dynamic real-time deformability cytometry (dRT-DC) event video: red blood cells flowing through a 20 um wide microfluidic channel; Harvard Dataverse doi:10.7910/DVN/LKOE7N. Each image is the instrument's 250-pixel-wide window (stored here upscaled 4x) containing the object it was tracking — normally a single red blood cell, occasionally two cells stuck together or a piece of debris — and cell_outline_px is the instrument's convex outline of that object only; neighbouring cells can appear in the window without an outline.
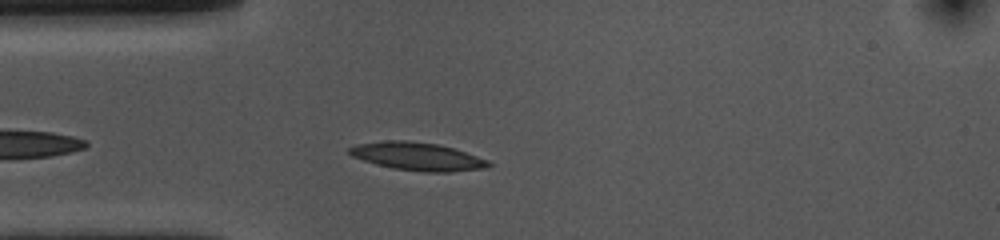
{"species": "common noctule bat (a hibernating species)", "species_latin": "Nyctalus noctula", "temperature_condition": "cold", "stored_images_in_passage": 36, "camera_frame_rate_fps": 3000, "um_per_image_px": 0.085, "animal": {"sex": "female", "body_mass_g": 10.0, "forearm_length_mm": 53.1}, "frame": {"image": 1, "passage_image": 4, "time_ms": 1.0, "image_size_px": [1000, 240], "cell_outline_px": [[492, 164], [484, 168], [452, 172], [424, 172], [392, 168], [376, 164], [352, 156], [348, 152], [348, 148], [356, 144], [388, 140], [408, 140], [440, 144], [456, 148], [488, 160]], "centroid_in_image_um": [35.49, 13.29], "position_along_channel_um": 49.5, "area_um2": 22.89}}
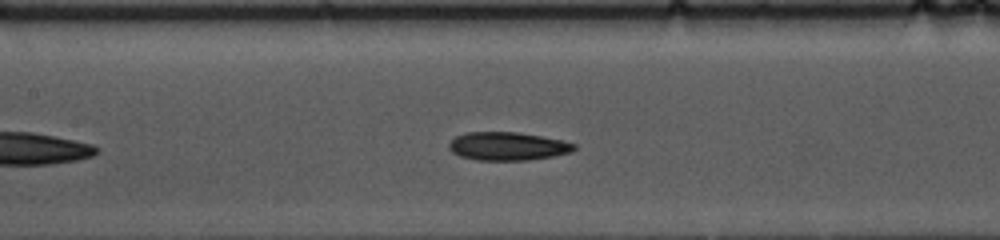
{"frame": {"image": 2, "passage_image": 14, "time_ms": 4.333, "image_size_px": [1000, 240], "cell_outline_px": [[576, 148], [572, 152], [552, 156], [528, 160], [476, 160], [460, 156], [452, 152], [448, 148], [448, 144], [456, 136], [468, 132], [516, 132], [540, 136], [560, 140], [576, 144]], "centroid_in_image_um": [43.13, 12.43], "position_along_channel_um": 164.3, "area_um2": 20.52}}
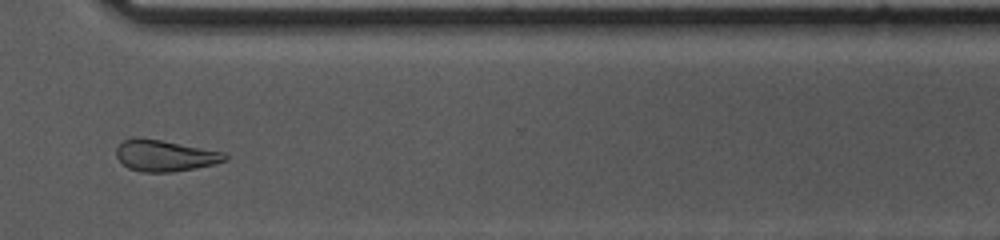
{"frame": {"image": 3, "passage_image": 30, "time_ms": 9.667, "image_size_px": [1000, 240], "cell_outline_px": [[228, 160], [196, 168], [172, 172], [140, 172], [128, 168], [116, 156], [116, 148], [124, 140], [136, 136], [140, 136], [224, 152], [228, 156]], "centroid_in_image_um": [14.0, 13.22], "position_along_channel_um": 356.6, "area_um2": 19.88}, "authors_computed_cell_mechanics": {"area_um2": 20.5768, "velocity_mm_per_s": 3.6208, "shape_relaxation_time_tau1_ms": 4.7732, "shape_relaxation_time_tau2_ms": 2.3204, "deformation_change_tau1": 0.126, "deformation_change_tau2": 0.0882}}